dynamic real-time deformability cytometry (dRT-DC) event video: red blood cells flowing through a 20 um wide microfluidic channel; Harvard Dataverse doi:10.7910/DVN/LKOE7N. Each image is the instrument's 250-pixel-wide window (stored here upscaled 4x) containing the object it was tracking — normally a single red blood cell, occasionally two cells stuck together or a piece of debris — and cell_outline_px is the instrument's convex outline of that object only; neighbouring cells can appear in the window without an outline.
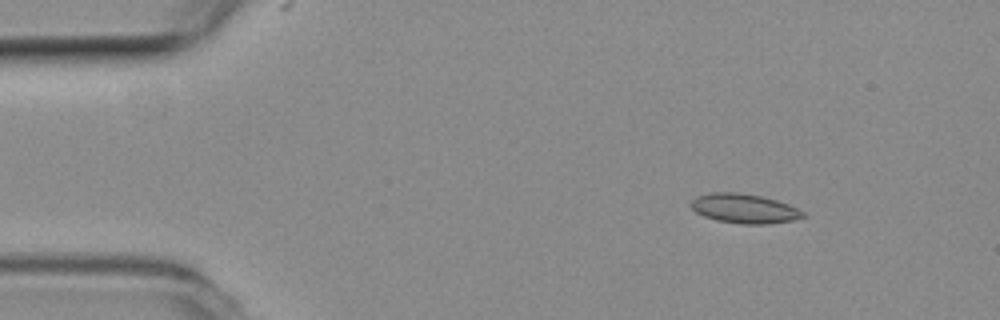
{"species": "common noctule bat (a hibernating species)", "species_latin": "Nyctalus noctula", "temperature_condition": "room temperature", "stored_images_in_passage": 3, "camera_frame_rate_fps": 3000, "um_per_image_px": 0.085, "animal": {"sex": "female", "body_mass_g": 19.3, "forearm_length_mm": 54.1}, "frame": {"image": 1, "passage_image": 1, "time_ms": 0.0, "image_size_px": [1000, 320], "cell_outline_px": [[808, 216], [792, 220], [768, 224], [744, 224], [716, 220], [704, 216], [696, 212], [688, 204], [696, 196], [712, 192], [740, 192], [760, 196], [776, 200], [788, 204], [804, 212]], "centroid_in_image_um": [63.25, 17.72], "position_along_channel_um": 21.8, "area_um2": 19.25}}
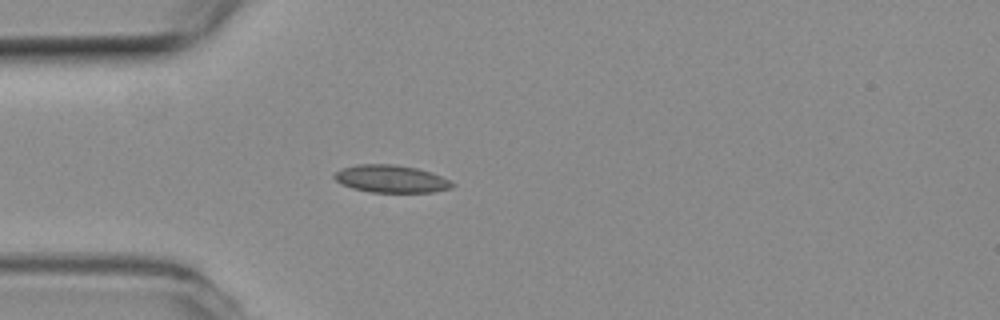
{"frame": {"image": 2, "passage_image": 3, "time_ms": 0.667, "image_size_px": [1000, 320], "cell_outline_px": [[456, 184], [452, 188], [432, 192], [372, 192], [352, 188], [340, 184], [332, 176], [340, 168], [356, 164], [392, 164], [416, 168], [432, 172]], "centroid_in_image_um": [33.21, 15.2], "position_along_channel_um": 51.8, "area_um2": 18.96}}